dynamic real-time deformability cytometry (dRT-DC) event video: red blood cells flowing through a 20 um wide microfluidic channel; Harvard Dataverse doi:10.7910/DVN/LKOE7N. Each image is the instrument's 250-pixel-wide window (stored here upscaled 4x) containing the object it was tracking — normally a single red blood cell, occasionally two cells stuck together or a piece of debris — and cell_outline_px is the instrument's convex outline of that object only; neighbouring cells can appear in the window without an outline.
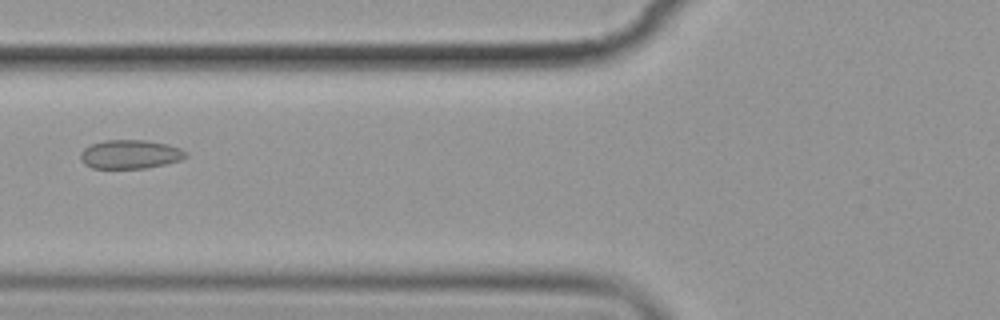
{"species": "common noctule bat (a hibernating species)", "species_latin": "Nyctalus noctula", "temperature_condition": "cold", "stored_images_in_passage": 8, "camera_frame_rate_fps": 3000, "um_per_image_px": 0.085, "animal": {"sex": "female", "body_mass_g": 19.9}, "frame": {"image": 1, "passage_image": 6, "time_ms": 6.0, "image_size_px": [1000, 320], "cell_outline_px": [[188, 156], [180, 160], [148, 168], [92, 168], [84, 164], [80, 160], [80, 152], [84, 148], [92, 144], [104, 140], [144, 140], [168, 144], [180, 148], [188, 152]], "centroid_in_image_um": [11.06, 13.11], "position_along_channel_um": 114.7, "area_um2": 17.8}}
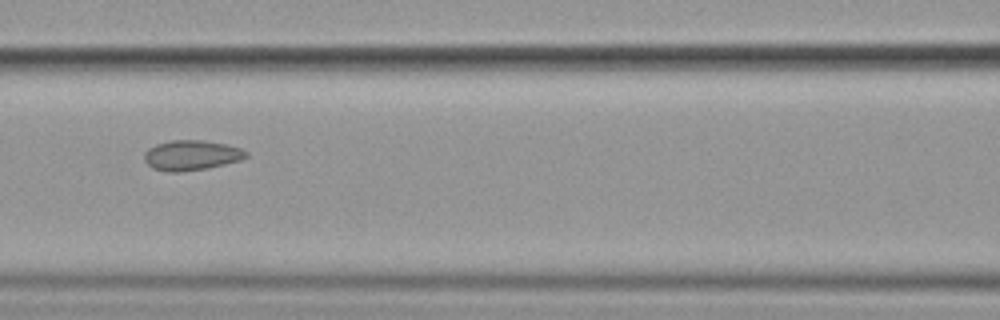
{"frame": {"image": 2, "passage_image": 7, "time_ms": 7.0, "image_size_px": [1000, 320], "cell_outline_px": [[248, 156], [240, 160], [208, 168], [180, 172], [168, 172], [152, 168], [144, 160], [144, 152], [148, 148], [156, 144], [172, 140], [200, 140], [224, 144], [240, 148], [248, 152]], "centroid_in_image_um": [16.24, 13.2], "position_along_channel_um": 150.4, "area_um2": 17.8}}
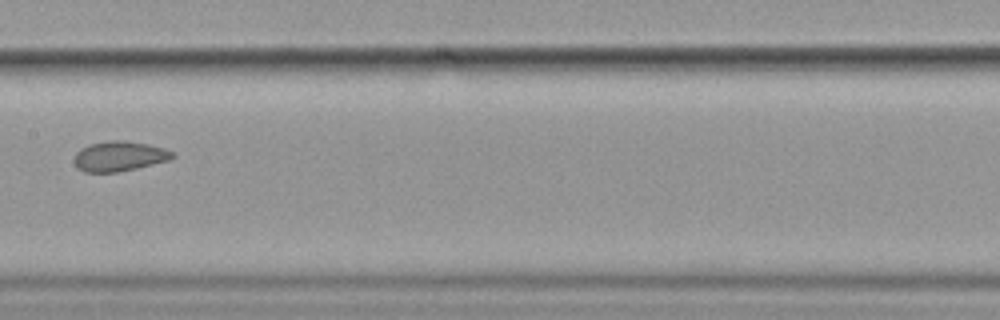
{"frame": {"image": 3, "passage_image": 8, "time_ms": 8.333, "image_size_px": [1000, 320], "cell_outline_px": [[176, 156], [168, 160], [136, 168], [116, 172], [84, 172], [76, 168], [76, 152], [80, 148], [88, 144], [108, 140], [124, 140], [148, 144], [164, 148], [172, 152]], "centroid_in_image_um": [10.12, 13.27], "position_along_channel_um": 197.3, "area_um2": 17.11}}